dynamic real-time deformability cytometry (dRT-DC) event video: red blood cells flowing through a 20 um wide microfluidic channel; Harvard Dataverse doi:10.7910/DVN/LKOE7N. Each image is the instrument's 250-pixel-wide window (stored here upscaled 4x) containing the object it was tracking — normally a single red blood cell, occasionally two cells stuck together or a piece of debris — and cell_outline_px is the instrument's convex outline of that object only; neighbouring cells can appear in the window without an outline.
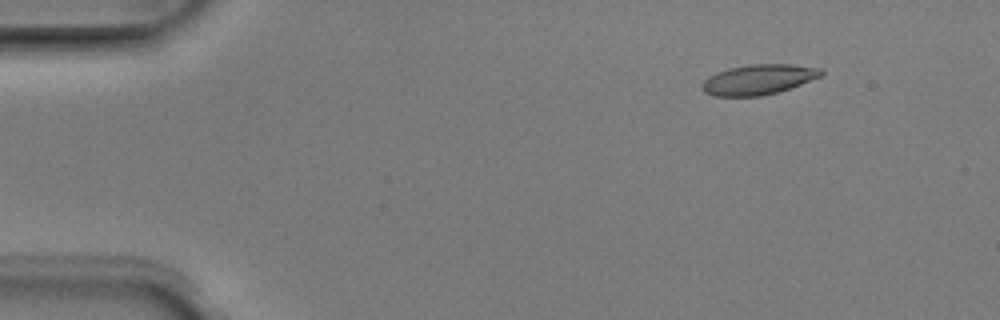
{"species": "Egyptian fruit bat (a non-hibernating species)", "species_latin": "Rousettus aegyptiacus", "temperature_condition": "room temperature", "stored_images_in_passage": 6, "camera_frame_rate_fps": 3000, "um_per_image_px": 0.085, "animal": {"sex": "male"}, "frame": {"image": 1, "passage_image": 2, "time_ms": 0.333, "image_size_px": [1000, 320], "cell_outline_px": [[824, 76], [776, 92], [760, 96], [716, 96], [704, 92], [700, 88], [700, 84], [708, 76], [716, 72], [728, 68], [752, 64], [792, 64], [820, 68], [824, 72]], "centroid_in_image_um": [64.45, 6.75], "position_along_channel_um": 20.6, "area_um2": 20.98}}
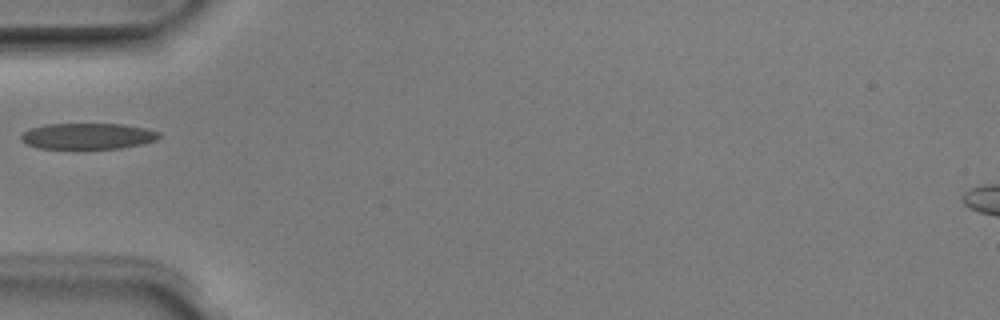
{"frame": {"image": 2, "passage_image": 5, "time_ms": 1.333, "image_size_px": [1000, 320], "cell_outline_px": [[160, 136], [156, 140], [140, 144], [120, 148], [36, 148], [24, 144], [20, 140], [20, 136], [24, 132], [32, 128], [44, 124], [124, 124], [148, 128], [160, 132]], "centroid_in_image_um": [7.44, 11.56], "position_along_channel_um": 77.6, "area_um2": 20.98}}
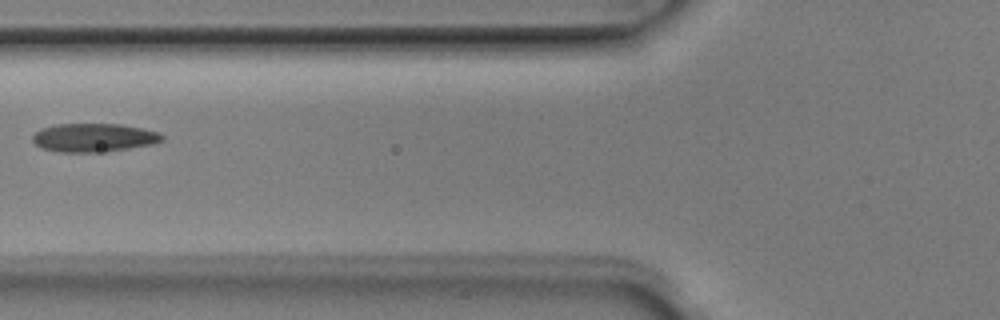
{"frame": {"image": 3, "passage_image": 6, "time_ms": 1.667, "image_size_px": [1000, 320], "cell_outline_px": [[164, 140], [152, 144], [128, 148], [96, 152], [60, 152], [40, 148], [32, 140], [32, 136], [40, 128], [56, 124], [120, 124], [160, 132], [164, 136]], "centroid_in_image_um": [7.95, 11.69], "position_along_channel_um": 117.9, "area_um2": 21.44}}